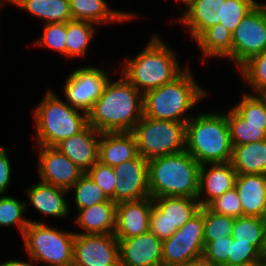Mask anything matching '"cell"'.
<instances>
[{
    "label": "cell",
    "instance_id": "6da1fadb",
    "mask_svg": "<svg viewBox=\"0 0 266 266\" xmlns=\"http://www.w3.org/2000/svg\"><path fill=\"white\" fill-rule=\"evenodd\" d=\"M143 117V94L123 76L109 79L88 113V125L100 133L132 132Z\"/></svg>",
    "mask_w": 266,
    "mask_h": 266
},
{
    "label": "cell",
    "instance_id": "7a4b0ae2",
    "mask_svg": "<svg viewBox=\"0 0 266 266\" xmlns=\"http://www.w3.org/2000/svg\"><path fill=\"white\" fill-rule=\"evenodd\" d=\"M150 40L138 55L122 61V76L142 94L174 81L187 69L179 66L175 51L157 33Z\"/></svg>",
    "mask_w": 266,
    "mask_h": 266
},
{
    "label": "cell",
    "instance_id": "3957f363",
    "mask_svg": "<svg viewBox=\"0 0 266 266\" xmlns=\"http://www.w3.org/2000/svg\"><path fill=\"white\" fill-rule=\"evenodd\" d=\"M196 82L187 64V69L174 81L143 94V116L187 123L192 115L184 113L208 95Z\"/></svg>",
    "mask_w": 266,
    "mask_h": 266
},
{
    "label": "cell",
    "instance_id": "277c9868",
    "mask_svg": "<svg viewBox=\"0 0 266 266\" xmlns=\"http://www.w3.org/2000/svg\"><path fill=\"white\" fill-rule=\"evenodd\" d=\"M148 175L151 198L197 199L200 164L186 150L149 159Z\"/></svg>",
    "mask_w": 266,
    "mask_h": 266
},
{
    "label": "cell",
    "instance_id": "5b68a950",
    "mask_svg": "<svg viewBox=\"0 0 266 266\" xmlns=\"http://www.w3.org/2000/svg\"><path fill=\"white\" fill-rule=\"evenodd\" d=\"M233 145L226 113H199L186 123L185 150L200 164L230 162Z\"/></svg>",
    "mask_w": 266,
    "mask_h": 266
},
{
    "label": "cell",
    "instance_id": "8992f818",
    "mask_svg": "<svg viewBox=\"0 0 266 266\" xmlns=\"http://www.w3.org/2000/svg\"><path fill=\"white\" fill-rule=\"evenodd\" d=\"M45 94L34 111L36 142L40 146L55 147L82 132L88 126V114L73 108L51 90Z\"/></svg>",
    "mask_w": 266,
    "mask_h": 266
},
{
    "label": "cell",
    "instance_id": "52a82bcc",
    "mask_svg": "<svg viewBox=\"0 0 266 266\" xmlns=\"http://www.w3.org/2000/svg\"><path fill=\"white\" fill-rule=\"evenodd\" d=\"M22 238L32 263L37 265L43 261L44 266H73L75 232L32 220Z\"/></svg>",
    "mask_w": 266,
    "mask_h": 266
},
{
    "label": "cell",
    "instance_id": "ba28073f",
    "mask_svg": "<svg viewBox=\"0 0 266 266\" xmlns=\"http://www.w3.org/2000/svg\"><path fill=\"white\" fill-rule=\"evenodd\" d=\"M132 133L138 154L147 160L185 151L186 123L143 116Z\"/></svg>",
    "mask_w": 266,
    "mask_h": 266
},
{
    "label": "cell",
    "instance_id": "9c48e42d",
    "mask_svg": "<svg viewBox=\"0 0 266 266\" xmlns=\"http://www.w3.org/2000/svg\"><path fill=\"white\" fill-rule=\"evenodd\" d=\"M149 231L165 240L200 211V203L190 197L152 198Z\"/></svg>",
    "mask_w": 266,
    "mask_h": 266
},
{
    "label": "cell",
    "instance_id": "30bf717a",
    "mask_svg": "<svg viewBox=\"0 0 266 266\" xmlns=\"http://www.w3.org/2000/svg\"><path fill=\"white\" fill-rule=\"evenodd\" d=\"M266 51V5L258 3L232 33V62L238 69L252 56Z\"/></svg>",
    "mask_w": 266,
    "mask_h": 266
},
{
    "label": "cell",
    "instance_id": "8fae6325",
    "mask_svg": "<svg viewBox=\"0 0 266 266\" xmlns=\"http://www.w3.org/2000/svg\"><path fill=\"white\" fill-rule=\"evenodd\" d=\"M203 207L186 224L163 240L162 266H175L202 257L204 251Z\"/></svg>",
    "mask_w": 266,
    "mask_h": 266
},
{
    "label": "cell",
    "instance_id": "7c38bea8",
    "mask_svg": "<svg viewBox=\"0 0 266 266\" xmlns=\"http://www.w3.org/2000/svg\"><path fill=\"white\" fill-rule=\"evenodd\" d=\"M67 77L64 85L67 103L87 114L102 95L110 79L104 69L101 70L94 66L75 69Z\"/></svg>",
    "mask_w": 266,
    "mask_h": 266
},
{
    "label": "cell",
    "instance_id": "4fadbf2b",
    "mask_svg": "<svg viewBox=\"0 0 266 266\" xmlns=\"http://www.w3.org/2000/svg\"><path fill=\"white\" fill-rule=\"evenodd\" d=\"M73 266H119L114 234H75Z\"/></svg>",
    "mask_w": 266,
    "mask_h": 266
},
{
    "label": "cell",
    "instance_id": "5bb4252c",
    "mask_svg": "<svg viewBox=\"0 0 266 266\" xmlns=\"http://www.w3.org/2000/svg\"><path fill=\"white\" fill-rule=\"evenodd\" d=\"M116 173L115 203L150 197L148 160L138 155L114 167Z\"/></svg>",
    "mask_w": 266,
    "mask_h": 266
},
{
    "label": "cell",
    "instance_id": "9a60e30c",
    "mask_svg": "<svg viewBox=\"0 0 266 266\" xmlns=\"http://www.w3.org/2000/svg\"><path fill=\"white\" fill-rule=\"evenodd\" d=\"M40 181L67 191L85 173L56 147L37 145Z\"/></svg>",
    "mask_w": 266,
    "mask_h": 266
},
{
    "label": "cell",
    "instance_id": "2e32d148",
    "mask_svg": "<svg viewBox=\"0 0 266 266\" xmlns=\"http://www.w3.org/2000/svg\"><path fill=\"white\" fill-rule=\"evenodd\" d=\"M119 266H162L163 240L150 231L118 239Z\"/></svg>",
    "mask_w": 266,
    "mask_h": 266
},
{
    "label": "cell",
    "instance_id": "e0dca14e",
    "mask_svg": "<svg viewBox=\"0 0 266 266\" xmlns=\"http://www.w3.org/2000/svg\"><path fill=\"white\" fill-rule=\"evenodd\" d=\"M152 206L151 197L118 203L115 237L127 239L148 232Z\"/></svg>",
    "mask_w": 266,
    "mask_h": 266
},
{
    "label": "cell",
    "instance_id": "ac0fdd59",
    "mask_svg": "<svg viewBox=\"0 0 266 266\" xmlns=\"http://www.w3.org/2000/svg\"><path fill=\"white\" fill-rule=\"evenodd\" d=\"M236 176L237 173L230 162L200 165L197 195L200 206L207 207L213 200L232 190ZM204 194L207 197H204Z\"/></svg>",
    "mask_w": 266,
    "mask_h": 266
},
{
    "label": "cell",
    "instance_id": "d6986e66",
    "mask_svg": "<svg viewBox=\"0 0 266 266\" xmlns=\"http://www.w3.org/2000/svg\"><path fill=\"white\" fill-rule=\"evenodd\" d=\"M100 135L88 125L82 132L62 140L55 147L86 173L98 162Z\"/></svg>",
    "mask_w": 266,
    "mask_h": 266
},
{
    "label": "cell",
    "instance_id": "ffe728a7",
    "mask_svg": "<svg viewBox=\"0 0 266 266\" xmlns=\"http://www.w3.org/2000/svg\"><path fill=\"white\" fill-rule=\"evenodd\" d=\"M132 132H103L98 144V162L115 167L138 156Z\"/></svg>",
    "mask_w": 266,
    "mask_h": 266
},
{
    "label": "cell",
    "instance_id": "44dd1931",
    "mask_svg": "<svg viewBox=\"0 0 266 266\" xmlns=\"http://www.w3.org/2000/svg\"><path fill=\"white\" fill-rule=\"evenodd\" d=\"M235 188L241 200L243 216L266 217V175H237Z\"/></svg>",
    "mask_w": 266,
    "mask_h": 266
},
{
    "label": "cell",
    "instance_id": "7402d4cb",
    "mask_svg": "<svg viewBox=\"0 0 266 266\" xmlns=\"http://www.w3.org/2000/svg\"><path fill=\"white\" fill-rule=\"evenodd\" d=\"M116 205L114 202H101L78 210L75 223L84 232H75V234H113L116 228Z\"/></svg>",
    "mask_w": 266,
    "mask_h": 266
},
{
    "label": "cell",
    "instance_id": "603a6c76",
    "mask_svg": "<svg viewBox=\"0 0 266 266\" xmlns=\"http://www.w3.org/2000/svg\"><path fill=\"white\" fill-rule=\"evenodd\" d=\"M225 0H195L180 17V22L189 28L191 37L196 40L206 29L222 21Z\"/></svg>",
    "mask_w": 266,
    "mask_h": 266
},
{
    "label": "cell",
    "instance_id": "cb8c5ba5",
    "mask_svg": "<svg viewBox=\"0 0 266 266\" xmlns=\"http://www.w3.org/2000/svg\"><path fill=\"white\" fill-rule=\"evenodd\" d=\"M67 192L69 191L41 181L26 190L29 201L36 210L58 218H65L71 212L63 196Z\"/></svg>",
    "mask_w": 266,
    "mask_h": 266
},
{
    "label": "cell",
    "instance_id": "d4e9b609",
    "mask_svg": "<svg viewBox=\"0 0 266 266\" xmlns=\"http://www.w3.org/2000/svg\"><path fill=\"white\" fill-rule=\"evenodd\" d=\"M73 20L88 21L96 25L129 21L136 17L128 12L115 11L105 0H69Z\"/></svg>",
    "mask_w": 266,
    "mask_h": 266
},
{
    "label": "cell",
    "instance_id": "484cf974",
    "mask_svg": "<svg viewBox=\"0 0 266 266\" xmlns=\"http://www.w3.org/2000/svg\"><path fill=\"white\" fill-rule=\"evenodd\" d=\"M230 163L237 175H266V140L233 146Z\"/></svg>",
    "mask_w": 266,
    "mask_h": 266
},
{
    "label": "cell",
    "instance_id": "4316f807",
    "mask_svg": "<svg viewBox=\"0 0 266 266\" xmlns=\"http://www.w3.org/2000/svg\"><path fill=\"white\" fill-rule=\"evenodd\" d=\"M203 57L232 60V33L220 23L206 29L196 40Z\"/></svg>",
    "mask_w": 266,
    "mask_h": 266
},
{
    "label": "cell",
    "instance_id": "83f0119b",
    "mask_svg": "<svg viewBox=\"0 0 266 266\" xmlns=\"http://www.w3.org/2000/svg\"><path fill=\"white\" fill-rule=\"evenodd\" d=\"M19 7L46 23L72 21L69 0H24Z\"/></svg>",
    "mask_w": 266,
    "mask_h": 266
},
{
    "label": "cell",
    "instance_id": "f1b7e54d",
    "mask_svg": "<svg viewBox=\"0 0 266 266\" xmlns=\"http://www.w3.org/2000/svg\"><path fill=\"white\" fill-rule=\"evenodd\" d=\"M94 23L72 20L67 22L66 56L69 58L85 56L88 45L95 33Z\"/></svg>",
    "mask_w": 266,
    "mask_h": 266
},
{
    "label": "cell",
    "instance_id": "f546056e",
    "mask_svg": "<svg viewBox=\"0 0 266 266\" xmlns=\"http://www.w3.org/2000/svg\"><path fill=\"white\" fill-rule=\"evenodd\" d=\"M226 119L233 146L266 140V129H263V125L247 124L233 108L226 113Z\"/></svg>",
    "mask_w": 266,
    "mask_h": 266
},
{
    "label": "cell",
    "instance_id": "4dcf8cb0",
    "mask_svg": "<svg viewBox=\"0 0 266 266\" xmlns=\"http://www.w3.org/2000/svg\"><path fill=\"white\" fill-rule=\"evenodd\" d=\"M264 234V220L261 217L242 216L234 222L232 238L254 246L261 254L264 253Z\"/></svg>",
    "mask_w": 266,
    "mask_h": 266
},
{
    "label": "cell",
    "instance_id": "1f68e13d",
    "mask_svg": "<svg viewBox=\"0 0 266 266\" xmlns=\"http://www.w3.org/2000/svg\"><path fill=\"white\" fill-rule=\"evenodd\" d=\"M27 204L24 201H19L10 195H0V227L18 226V230L23 236L26 227L31 222V219H26L23 215L27 210Z\"/></svg>",
    "mask_w": 266,
    "mask_h": 266
},
{
    "label": "cell",
    "instance_id": "d6a6232c",
    "mask_svg": "<svg viewBox=\"0 0 266 266\" xmlns=\"http://www.w3.org/2000/svg\"><path fill=\"white\" fill-rule=\"evenodd\" d=\"M203 238L204 243L217 241L220 238L232 237L236 218L217 214L208 207H203Z\"/></svg>",
    "mask_w": 266,
    "mask_h": 266
},
{
    "label": "cell",
    "instance_id": "836d02e7",
    "mask_svg": "<svg viewBox=\"0 0 266 266\" xmlns=\"http://www.w3.org/2000/svg\"><path fill=\"white\" fill-rule=\"evenodd\" d=\"M238 70L254 94L266 91V51L252 56Z\"/></svg>",
    "mask_w": 266,
    "mask_h": 266
},
{
    "label": "cell",
    "instance_id": "e575fe53",
    "mask_svg": "<svg viewBox=\"0 0 266 266\" xmlns=\"http://www.w3.org/2000/svg\"><path fill=\"white\" fill-rule=\"evenodd\" d=\"M75 190V204L77 210L84 209L101 202H113L109 200L104 192L94 183V181L84 173L81 178L69 189Z\"/></svg>",
    "mask_w": 266,
    "mask_h": 266
},
{
    "label": "cell",
    "instance_id": "d590c367",
    "mask_svg": "<svg viewBox=\"0 0 266 266\" xmlns=\"http://www.w3.org/2000/svg\"><path fill=\"white\" fill-rule=\"evenodd\" d=\"M232 108L247 124L263 125V129H266V102L260 94L245 93Z\"/></svg>",
    "mask_w": 266,
    "mask_h": 266
},
{
    "label": "cell",
    "instance_id": "8d00e7d4",
    "mask_svg": "<svg viewBox=\"0 0 266 266\" xmlns=\"http://www.w3.org/2000/svg\"><path fill=\"white\" fill-rule=\"evenodd\" d=\"M256 0H225L220 24L231 33L241 20L258 4Z\"/></svg>",
    "mask_w": 266,
    "mask_h": 266
},
{
    "label": "cell",
    "instance_id": "74e56055",
    "mask_svg": "<svg viewBox=\"0 0 266 266\" xmlns=\"http://www.w3.org/2000/svg\"><path fill=\"white\" fill-rule=\"evenodd\" d=\"M43 34L34 45L56 50L66 56L67 23H46Z\"/></svg>",
    "mask_w": 266,
    "mask_h": 266
},
{
    "label": "cell",
    "instance_id": "f35d334b",
    "mask_svg": "<svg viewBox=\"0 0 266 266\" xmlns=\"http://www.w3.org/2000/svg\"><path fill=\"white\" fill-rule=\"evenodd\" d=\"M86 173L104 192L106 197L115 203V185L117 176L114 168L97 162Z\"/></svg>",
    "mask_w": 266,
    "mask_h": 266
},
{
    "label": "cell",
    "instance_id": "ab89813d",
    "mask_svg": "<svg viewBox=\"0 0 266 266\" xmlns=\"http://www.w3.org/2000/svg\"><path fill=\"white\" fill-rule=\"evenodd\" d=\"M207 207L217 214L234 218L243 216L241 200L235 187L213 200Z\"/></svg>",
    "mask_w": 266,
    "mask_h": 266
},
{
    "label": "cell",
    "instance_id": "60d3db41",
    "mask_svg": "<svg viewBox=\"0 0 266 266\" xmlns=\"http://www.w3.org/2000/svg\"><path fill=\"white\" fill-rule=\"evenodd\" d=\"M233 238L227 236L217 241L204 243V251L202 258L207 265L211 266H227V260L230 255V244Z\"/></svg>",
    "mask_w": 266,
    "mask_h": 266
},
{
    "label": "cell",
    "instance_id": "b9f144b4",
    "mask_svg": "<svg viewBox=\"0 0 266 266\" xmlns=\"http://www.w3.org/2000/svg\"><path fill=\"white\" fill-rule=\"evenodd\" d=\"M262 254L252 245L243 242H237L233 239L230 244V255L227 260V266H241L257 262Z\"/></svg>",
    "mask_w": 266,
    "mask_h": 266
},
{
    "label": "cell",
    "instance_id": "7bdbcfd3",
    "mask_svg": "<svg viewBox=\"0 0 266 266\" xmlns=\"http://www.w3.org/2000/svg\"><path fill=\"white\" fill-rule=\"evenodd\" d=\"M11 165L7 150L0 146V195L4 194L11 182Z\"/></svg>",
    "mask_w": 266,
    "mask_h": 266
},
{
    "label": "cell",
    "instance_id": "ee69618b",
    "mask_svg": "<svg viewBox=\"0 0 266 266\" xmlns=\"http://www.w3.org/2000/svg\"><path fill=\"white\" fill-rule=\"evenodd\" d=\"M0 266H36L34 263L26 262V261H21V260H8L0 263Z\"/></svg>",
    "mask_w": 266,
    "mask_h": 266
},
{
    "label": "cell",
    "instance_id": "f6af8a7d",
    "mask_svg": "<svg viewBox=\"0 0 266 266\" xmlns=\"http://www.w3.org/2000/svg\"><path fill=\"white\" fill-rule=\"evenodd\" d=\"M205 265H206V263L204 262L203 258L199 257L197 259L186 261V262H183V263H181L179 265H175V266H205Z\"/></svg>",
    "mask_w": 266,
    "mask_h": 266
},
{
    "label": "cell",
    "instance_id": "bcb514c9",
    "mask_svg": "<svg viewBox=\"0 0 266 266\" xmlns=\"http://www.w3.org/2000/svg\"><path fill=\"white\" fill-rule=\"evenodd\" d=\"M257 266H266V254H262L260 259L257 261Z\"/></svg>",
    "mask_w": 266,
    "mask_h": 266
},
{
    "label": "cell",
    "instance_id": "7dc6e473",
    "mask_svg": "<svg viewBox=\"0 0 266 266\" xmlns=\"http://www.w3.org/2000/svg\"><path fill=\"white\" fill-rule=\"evenodd\" d=\"M264 220V254H266V217L263 218Z\"/></svg>",
    "mask_w": 266,
    "mask_h": 266
},
{
    "label": "cell",
    "instance_id": "c3c4849f",
    "mask_svg": "<svg viewBox=\"0 0 266 266\" xmlns=\"http://www.w3.org/2000/svg\"><path fill=\"white\" fill-rule=\"evenodd\" d=\"M24 0H7L8 3L19 6Z\"/></svg>",
    "mask_w": 266,
    "mask_h": 266
},
{
    "label": "cell",
    "instance_id": "681fc988",
    "mask_svg": "<svg viewBox=\"0 0 266 266\" xmlns=\"http://www.w3.org/2000/svg\"><path fill=\"white\" fill-rule=\"evenodd\" d=\"M188 8L195 0H179Z\"/></svg>",
    "mask_w": 266,
    "mask_h": 266
},
{
    "label": "cell",
    "instance_id": "f907efd6",
    "mask_svg": "<svg viewBox=\"0 0 266 266\" xmlns=\"http://www.w3.org/2000/svg\"><path fill=\"white\" fill-rule=\"evenodd\" d=\"M260 95L262 96V98L266 102V91L262 92Z\"/></svg>",
    "mask_w": 266,
    "mask_h": 266
},
{
    "label": "cell",
    "instance_id": "816d5d0a",
    "mask_svg": "<svg viewBox=\"0 0 266 266\" xmlns=\"http://www.w3.org/2000/svg\"><path fill=\"white\" fill-rule=\"evenodd\" d=\"M241 266H257V262H253V263L241 265Z\"/></svg>",
    "mask_w": 266,
    "mask_h": 266
},
{
    "label": "cell",
    "instance_id": "f5cc1de1",
    "mask_svg": "<svg viewBox=\"0 0 266 266\" xmlns=\"http://www.w3.org/2000/svg\"><path fill=\"white\" fill-rule=\"evenodd\" d=\"M4 0H0V10H1V7L4 6L5 2L7 3V0H5V2H3Z\"/></svg>",
    "mask_w": 266,
    "mask_h": 266
}]
</instances>
